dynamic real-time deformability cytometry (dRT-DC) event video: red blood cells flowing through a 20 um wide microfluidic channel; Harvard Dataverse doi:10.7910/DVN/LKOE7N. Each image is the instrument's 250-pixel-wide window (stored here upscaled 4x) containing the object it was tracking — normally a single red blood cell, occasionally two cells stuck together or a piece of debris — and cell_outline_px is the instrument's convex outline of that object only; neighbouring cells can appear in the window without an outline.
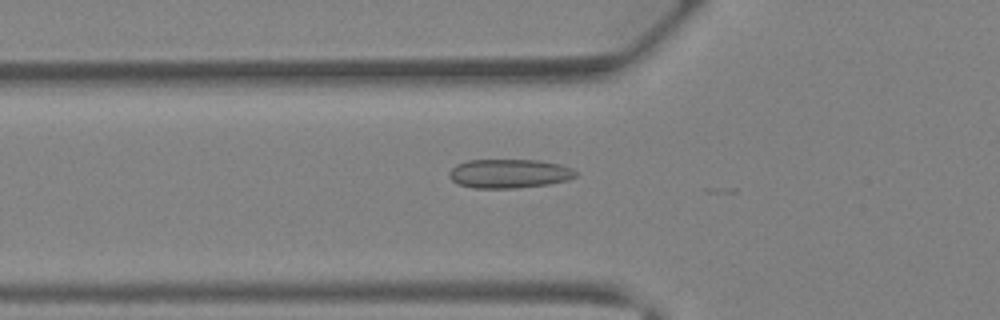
{"species": "Egyptian fruit bat (a non-hibernating species)", "species_latin": "Rousettus aegyptiacus", "temperature_condition": "warm", "stored_images_in_passage": 20, "camera_frame_rate_fps": 3000, "um_per_image_px": 0.085, "animal": {"sex": "female"}, "frame": {"image": 1, "passage_image": 15, "time_ms": 4.667, "image_size_px": [1000, 320], "cell_outline_px": [[580, 172], [576, 176], [568, 180], [548, 184], [516, 188], [472, 188], [456, 184], [448, 176], [448, 172], [456, 164], [468, 160], [540, 160], [560, 164], [572, 168]], "centroid_in_image_um": [43.28, 14.75], "position_along_channel_um": 82.5, "area_um2": 21.68}}
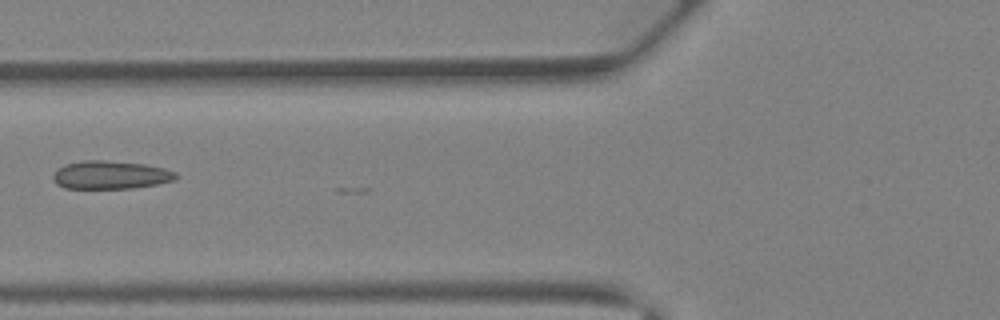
{"frame": {"image": 2, "passage_image": 17, "time_ms": 5.333, "image_size_px": [1000, 320], "cell_outline_px": [[180, 176], [176, 180], [156, 184], [132, 188], [64, 188], [56, 184], [52, 180], [52, 176], [56, 168], [64, 164], [84, 160], [104, 160], [144, 164], [164, 168], [176, 172]], "centroid_in_image_um": [9.38, 14.86], "position_along_channel_um": 116.4, "area_um2": 20.4}}